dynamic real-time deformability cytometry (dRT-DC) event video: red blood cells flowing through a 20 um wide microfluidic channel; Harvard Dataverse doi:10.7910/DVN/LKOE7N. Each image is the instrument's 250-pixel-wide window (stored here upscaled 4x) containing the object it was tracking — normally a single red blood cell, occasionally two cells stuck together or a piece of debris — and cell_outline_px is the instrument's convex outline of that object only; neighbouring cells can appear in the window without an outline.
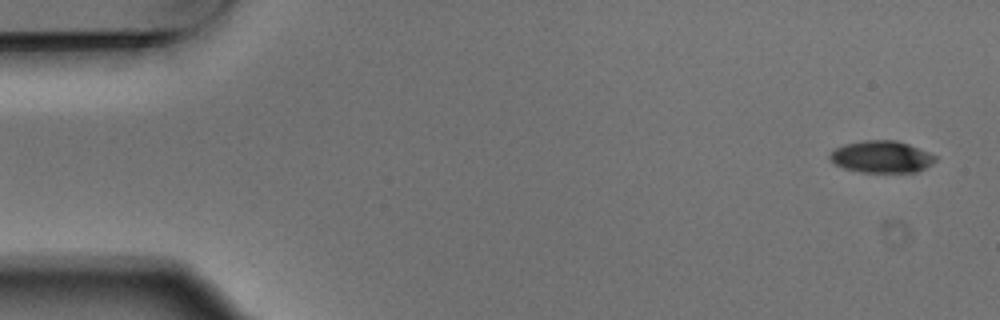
{"species": "Egyptian fruit bat (a non-hibernating species)", "species_latin": "Rousettus aegyptiacus", "temperature_condition": "warm", "stored_images_in_passage": 5, "camera_frame_rate_fps": 3000, "um_per_image_px": 0.085, "animal": {"sex": "male"}, "frame": {"image": 1, "passage_image": 1, "time_ms": 0.0, "image_size_px": [1000, 320], "cell_outline_px": [[936, 160], [932, 164], [916, 172], [860, 172], [844, 168], [828, 160], [828, 156], [836, 148], [844, 144], [864, 140], [896, 140], [908, 144], [928, 152], [936, 156]], "centroid_in_image_um": [74.91, 13.33], "position_along_channel_um": 10.1, "area_um2": 19.59}}
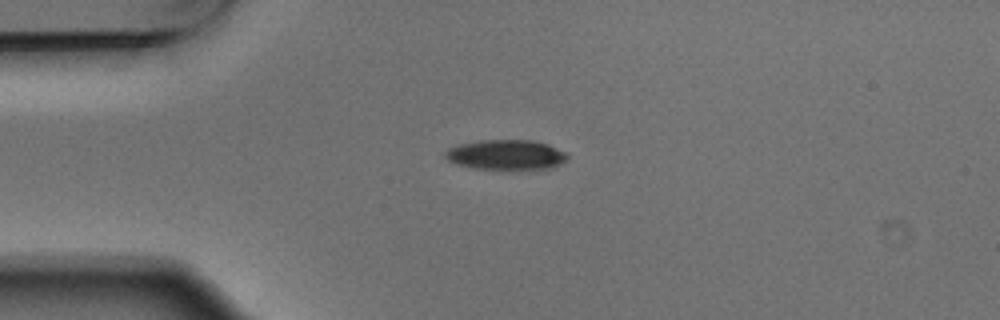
{"frame": {"image": 2, "passage_image": 4, "time_ms": 1.0, "image_size_px": [1000, 320], "cell_outline_px": [[568, 156], [560, 164], [552, 168], [472, 168], [456, 164], [448, 160], [444, 156], [444, 152], [448, 148], [460, 144], [480, 140], [532, 140], [548, 144], [564, 152]], "centroid_in_image_um": [42.97, 13.14], "position_along_channel_um": 42.0, "area_um2": 20.98}}